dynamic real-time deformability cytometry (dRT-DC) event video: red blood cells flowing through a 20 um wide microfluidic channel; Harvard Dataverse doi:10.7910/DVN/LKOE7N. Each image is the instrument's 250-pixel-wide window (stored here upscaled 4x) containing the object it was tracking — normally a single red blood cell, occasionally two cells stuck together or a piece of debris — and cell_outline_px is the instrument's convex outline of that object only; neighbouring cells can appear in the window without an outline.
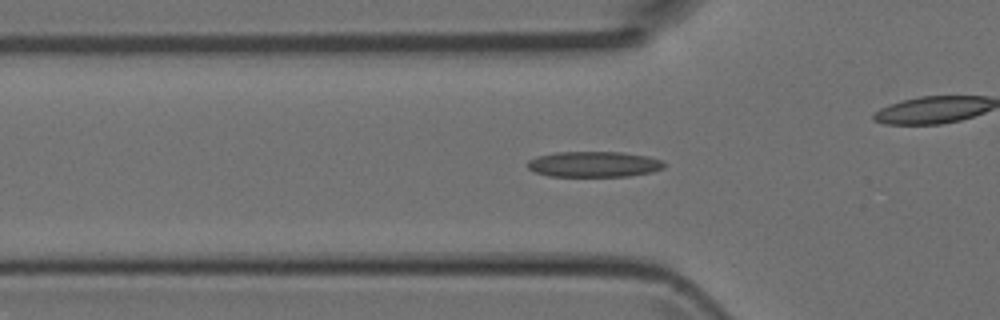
{"species": "Egyptian fruit bat (a non-hibernating species)", "species_latin": "Rousettus aegyptiacus", "temperature_condition": "room temperature", "stored_images_in_passage": 6, "camera_frame_rate_fps": 3000, "um_per_image_px": 0.085, "animal": {"sex": "female"}, "frame": {"image": 1, "passage_image": 4, "time_ms": 1.0, "image_size_px": [1000, 320], "cell_outline_px": [[664, 168], [652, 172], [628, 176], [548, 176], [536, 172], [528, 168], [528, 160], [536, 156], [556, 152], [620, 152], [648, 156], [664, 160]], "centroid_in_image_um": [50.5, 13.95], "position_along_channel_um": 75.3, "area_um2": 20.46}}